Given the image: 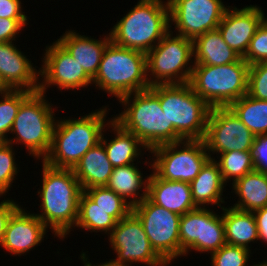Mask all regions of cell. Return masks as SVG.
Segmentation results:
<instances>
[{"instance_id": "obj_1", "label": "cell", "mask_w": 267, "mask_h": 266, "mask_svg": "<svg viewBox=\"0 0 267 266\" xmlns=\"http://www.w3.org/2000/svg\"><path fill=\"white\" fill-rule=\"evenodd\" d=\"M42 186L38 191L41 214H35L60 239L75 228L83 192L72 169L54 168L42 161Z\"/></svg>"}, {"instance_id": "obj_2", "label": "cell", "mask_w": 267, "mask_h": 266, "mask_svg": "<svg viewBox=\"0 0 267 266\" xmlns=\"http://www.w3.org/2000/svg\"><path fill=\"white\" fill-rule=\"evenodd\" d=\"M78 119L56 120L52 144L44 162L54 168L73 169L83 155L96 146L105 131L107 107Z\"/></svg>"}, {"instance_id": "obj_3", "label": "cell", "mask_w": 267, "mask_h": 266, "mask_svg": "<svg viewBox=\"0 0 267 266\" xmlns=\"http://www.w3.org/2000/svg\"><path fill=\"white\" fill-rule=\"evenodd\" d=\"M117 100L125 108L113 120L133 133L146 146L147 151L183 140L173 125H168L160 100L150 89L125 95Z\"/></svg>"}, {"instance_id": "obj_4", "label": "cell", "mask_w": 267, "mask_h": 266, "mask_svg": "<svg viewBox=\"0 0 267 266\" xmlns=\"http://www.w3.org/2000/svg\"><path fill=\"white\" fill-rule=\"evenodd\" d=\"M169 23L168 1L139 0L109 34L114 44L147 54L171 30Z\"/></svg>"}, {"instance_id": "obj_5", "label": "cell", "mask_w": 267, "mask_h": 266, "mask_svg": "<svg viewBox=\"0 0 267 266\" xmlns=\"http://www.w3.org/2000/svg\"><path fill=\"white\" fill-rule=\"evenodd\" d=\"M146 54L110 41L105 48L93 84L118 99L149 89Z\"/></svg>"}, {"instance_id": "obj_6", "label": "cell", "mask_w": 267, "mask_h": 266, "mask_svg": "<svg viewBox=\"0 0 267 266\" xmlns=\"http://www.w3.org/2000/svg\"><path fill=\"white\" fill-rule=\"evenodd\" d=\"M160 100L161 108L183 140L204 138L211 107L193 91L189 83L154 85L149 88Z\"/></svg>"}, {"instance_id": "obj_7", "label": "cell", "mask_w": 267, "mask_h": 266, "mask_svg": "<svg viewBox=\"0 0 267 266\" xmlns=\"http://www.w3.org/2000/svg\"><path fill=\"white\" fill-rule=\"evenodd\" d=\"M248 70L242 57L220 66L194 65L189 84L211 108L229 107L247 94Z\"/></svg>"}, {"instance_id": "obj_8", "label": "cell", "mask_w": 267, "mask_h": 266, "mask_svg": "<svg viewBox=\"0 0 267 266\" xmlns=\"http://www.w3.org/2000/svg\"><path fill=\"white\" fill-rule=\"evenodd\" d=\"M52 105L45 99L44 93L32 92L20 105L10 134L14 139L8 138L7 143L16 142L24 144L29 155L42 159L48 155L53 129L56 123Z\"/></svg>"}, {"instance_id": "obj_9", "label": "cell", "mask_w": 267, "mask_h": 266, "mask_svg": "<svg viewBox=\"0 0 267 266\" xmlns=\"http://www.w3.org/2000/svg\"><path fill=\"white\" fill-rule=\"evenodd\" d=\"M170 30L162 40L146 54L149 86L189 83L194 52L193 40ZM192 58V59H191ZM150 73V75H149Z\"/></svg>"}, {"instance_id": "obj_10", "label": "cell", "mask_w": 267, "mask_h": 266, "mask_svg": "<svg viewBox=\"0 0 267 266\" xmlns=\"http://www.w3.org/2000/svg\"><path fill=\"white\" fill-rule=\"evenodd\" d=\"M149 153L155 156L150 166L159 178L188 183L196 178L210 159L203 139L163 144L151 149Z\"/></svg>"}, {"instance_id": "obj_11", "label": "cell", "mask_w": 267, "mask_h": 266, "mask_svg": "<svg viewBox=\"0 0 267 266\" xmlns=\"http://www.w3.org/2000/svg\"><path fill=\"white\" fill-rule=\"evenodd\" d=\"M132 212L141 221L152 248L167 264L180 257V215L153 203L148 197L133 206Z\"/></svg>"}, {"instance_id": "obj_12", "label": "cell", "mask_w": 267, "mask_h": 266, "mask_svg": "<svg viewBox=\"0 0 267 266\" xmlns=\"http://www.w3.org/2000/svg\"><path fill=\"white\" fill-rule=\"evenodd\" d=\"M108 238L116 259L123 265L131 266L134 262L168 265L152 248L141 221L132 211L117 222Z\"/></svg>"}, {"instance_id": "obj_13", "label": "cell", "mask_w": 267, "mask_h": 266, "mask_svg": "<svg viewBox=\"0 0 267 266\" xmlns=\"http://www.w3.org/2000/svg\"><path fill=\"white\" fill-rule=\"evenodd\" d=\"M168 4L170 24L178 35L191 40L217 29L228 9L222 0H168Z\"/></svg>"}, {"instance_id": "obj_14", "label": "cell", "mask_w": 267, "mask_h": 266, "mask_svg": "<svg viewBox=\"0 0 267 266\" xmlns=\"http://www.w3.org/2000/svg\"><path fill=\"white\" fill-rule=\"evenodd\" d=\"M254 136L229 107L211 108L203 138L210 158L212 153L251 151Z\"/></svg>"}, {"instance_id": "obj_15", "label": "cell", "mask_w": 267, "mask_h": 266, "mask_svg": "<svg viewBox=\"0 0 267 266\" xmlns=\"http://www.w3.org/2000/svg\"><path fill=\"white\" fill-rule=\"evenodd\" d=\"M43 65L39 69L42 80L38 91L45 94L49 85H56L59 90H78L92 84V78L84 71L73 56L56 40L46 46Z\"/></svg>"}, {"instance_id": "obj_16", "label": "cell", "mask_w": 267, "mask_h": 266, "mask_svg": "<svg viewBox=\"0 0 267 266\" xmlns=\"http://www.w3.org/2000/svg\"><path fill=\"white\" fill-rule=\"evenodd\" d=\"M229 8L230 6L217 29L225 43L243 57L251 39L266 18L263 10L256 5L246 6L242 9Z\"/></svg>"}, {"instance_id": "obj_17", "label": "cell", "mask_w": 267, "mask_h": 266, "mask_svg": "<svg viewBox=\"0 0 267 266\" xmlns=\"http://www.w3.org/2000/svg\"><path fill=\"white\" fill-rule=\"evenodd\" d=\"M39 76L36 66L13 42H0V81L6 89L36 92Z\"/></svg>"}, {"instance_id": "obj_18", "label": "cell", "mask_w": 267, "mask_h": 266, "mask_svg": "<svg viewBox=\"0 0 267 266\" xmlns=\"http://www.w3.org/2000/svg\"><path fill=\"white\" fill-rule=\"evenodd\" d=\"M46 229L34 213H27L20 206L8 220L1 247L12 255L21 256L44 240Z\"/></svg>"}, {"instance_id": "obj_19", "label": "cell", "mask_w": 267, "mask_h": 266, "mask_svg": "<svg viewBox=\"0 0 267 266\" xmlns=\"http://www.w3.org/2000/svg\"><path fill=\"white\" fill-rule=\"evenodd\" d=\"M147 197L180 216L198 208L192 199L190 183L161 179L154 172L148 179Z\"/></svg>"}, {"instance_id": "obj_20", "label": "cell", "mask_w": 267, "mask_h": 266, "mask_svg": "<svg viewBox=\"0 0 267 266\" xmlns=\"http://www.w3.org/2000/svg\"><path fill=\"white\" fill-rule=\"evenodd\" d=\"M103 40H97L85 35H79L74 30L66 31L57 41L73 56L93 79L97 74L105 48L111 41L110 34Z\"/></svg>"}, {"instance_id": "obj_21", "label": "cell", "mask_w": 267, "mask_h": 266, "mask_svg": "<svg viewBox=\"0 0 267 266\" xmlns=\"http://www.w3.org/2000/svg\"><path fill=\"white\" fill-rule=\"evenodd\" d=\"M104 145L99 142L88 150L72 169L82 190L106 186L113 171Z\"/></svg>"}, {"instance_id": "obj_22", "label": "cell", "mask_w": 267, "mask_h": 266, "mask_svg": "<svg viewBox=\"0 0 267 266\" xmlns=\"http://www.w3.org/2000/svg\"><path fill=\"white\" fill-rule=\"evenodd\" d=\"M225 182L215 158H210L202 167L196 178L190 183L192 199L197 207L205 208L206 204L221 206L225 203L223 190Z\"/></svg>"}, {"instance_id": "obj_23", "label": "cell", "mask_w": 267, "mask_h": 266, "mask_svg": "<svg viewBox=\"0 0 267 266\" xmlns=\"http://www.w3.org/2000/svg\"><path fill=\"white\" fill-rule=\"evenodd\" d=\"M193 52V65L220 66L241 58L225 43L218 29L197 36L193 40Z\"/></svg>"}, {"instance_id": "obj_24", "label": "cell", "mask_w": 267, "mask_h": 266, "mask_svg": "<svg viewBox=\"0 0 267 266\" xmlns=\"http://www.w3.org/2000/svg\"><path fill=\"white\" fill-rule=\"evenodd\" d=\"M107 126L112 128L113 134L116 136L114 139L107 140L102 134L100 142L104 145L108 160L112 166L120 167L134 164L133 162L142 153L140 148L147 149L146 146L133 133L123 129L112 118L110 122L108 120Z\"/></svg>"}, {"instance_id": "obj_25", "label": "cell", "mask_w": 267, "mask_h": 266, "mask_svg": "<svg viewBox=\"0 0 267 266\" xmlns=\"http://www.w3.org/2000/svg\"><path fill=\"white\" fill-rule=\"evenodd\" d=\"M224 223L226 244L232 246H242L247 249L249 243L259 240L258 229L253 212L231 208H221Z\"/></svg>"}, {"instance_id": "obj_26", "label": "cell", "mask_w": 267, "mask_h": 266, "mask_svg": "<svg viewBox=\"0 0 267 266\" xmlns=\"http://www.w3.org/2000/svg\"><path fill=\"white\" fill-rule=\"evenodd\" d=\"M134 165L135 164H129L126 166L114 167L106 185V187L121 196L132 207L141 203L147 197L149 179V175L146 179H143V174ZM141 189H143V193L140 195L139 192ZM127 198L132 199L128 201Z\"/></svg>"}, {"instance_id": "obj_27", "label": "cell", "mask_w": 267, "mask_h": 266, "mask_svg": "<svg viewBox=\"0 0 267 266\" xmlns=\"http://www.w3.org/2000/svg\"><path fill=\"white\" fill-rule=\"evenodd\" d=\"M232 185L235 195L240 199L232 207L253 212L267 206V173L254 170Z\"/></svg>"}, {"instance_id": "obj_28", "label": "cell", "mask_w": 267, "mask_h": 266, "mask_svg": "<svg viewBox=\"0 0 267 266\" xmlns=\"http://www.w3.org/2000/svg\"><path fill=\"white\" fill-rule=\"evenodd\" d=\"M229 108L254 134H267V101L247 94L233 102Z\"/></svg>"}, {"instance_id": "obj_29", "label": "cell", "mask_w": 267, "mask_h": 266, "mask_svg": "<svg viewBox=\"0 0 267 266\" xmlns=\"http://www.w3.org/2000/svg\"><path fill=\"white\" fill-rule=\"evenodd\" d=\"M117 220L108 211L98 207L84 192L79 198L78 218L75 227L90 232H105L108 235L117 224Z\"/></svg>"}, {"instance_id": "obj_30", "label": "cell", "mask_w": 267, "mask_h": 266, "mask_svg": "<svg viewBox=\"0 0 267 266\" xmlns=\"http://www.w3.org/2000/svg\"><path fill=\"white\" fill-rule=\"evenodd\" d=\"M225 241L223 218L205 207L203 208V221L201 230V243L194 249L198 252L210 254L218 251Z\"/></svg>"}, {"instance_id": "obj_31", "label": "cell", "mask_w": 267, "mask_h": 266, "mask_svg": "<svg viewBox=\"0 0 267 266\" xmlns=\"http://www.w3.org/2000/svg\"><path fill=\"white\" fill-rule=\"evenodd\" d=\"M83 192L100 208L108 211L117 221L126 217L132 206L121 196L106 186H95L84 189Z\"/></svg>"}, {"instance_id": "obj_32", "label": "cell", "mask_w": 267, "mask_h": 266, "mask_svg": "<svg viewBox=\"0 0 267 266\" xmlns=\"http://www.w3.org/2000/svg\"><path fill=\"white\" fill-rule=\"evenodd\" d=\"M220 168L224 182L243 177L245 174L254 171L251 151H230L220 153V158L215 160Z\"/></svg>"}, {"instance_id": "obj_33", "label": "cell", "mask_w": 267, "mask_h": 266, "mask_svg": "<svg viewBox=\"0 0 267 266\" xmlns=\"http://www.w3.org/2000/svg\"><path fill=\"white\" fill-rule=\"evenodd\" d=\"M203 208H196L180 217V256L188 254L201 243Z\"/></svg>"}, {"instance_id": "obj_34", "label": "cell", "mask_w": 267, "mask_h": 266, "mask_svg": "<svg viewBox=\"0 0 267 266\" xmlns=\"http://www.w3.org/2000/svg\"><path fill=\"white\" fill-rule=\"evenodd\" d=\"M31 93L27 90L10 89L0 92V142L7 141V133L11 132L18 109Z\"/></svg>"}, {"instance_id": "obj_35", "label": "cell", "mask_w": 267, "mask_h": 266, "mask_svg": "<svg viewBox=\"0 0 267 266\" xmlns=\"http://www.w3.org/2000/svg\"><path fill=\"white\" fill-rule=\"evenodd\" d=\"M12 147L7 142H0V197L6 195L19 171Z\"/></svg>"}, {"instance_id": "obj_36", "label": "cell", "mask_w": 267, "mask_h": 266, "mask_svg": "<svg viewBox=\"0 0 267 266\" xmlns=\"http://www.w3.org/2000/svg\"><path fill=\"white\" fill-rule=\"evenodd\" d=\"M250 249L225 244L211 255V266H247Z\"/></svg>"}, {"instance_id": "obj_37", "label": "cell", "mask_w": 267, "mask_h": 266, "mask_svg": "<svg viewBox=\"0 0 267 266\" xmlns=\"http://www.w3.org/2000/svg\"><path fill=\"white\" fill-rule=\"evenodd\" d=\"M247 95L267 101V62L249 65Z\"/></svg>"}, {"instance_id": "obj_38", "label": "cell", "mask_w": 267, "mask_h": 266, "mask_svg": "<svg viewBox=\"0 0 267 266\" xmlns=\"http://www.w3.org/2000/svg\"><path fill=\"white\" fill-rule=\"evenodd\" d=\"M242 58L249 65L267 62V18L257 29Z\"/></svg>"}, {"instance_id": "obj_39", "label": "cell", "mask_w": 267, "mask_h": 266, "mask_svg": "<svg viewBox=\"0 0 267 266\" xmlns=\"http://www.w3.org/2000/svg\"><path fill=\"white\" fill-rule=\"evenodd\" d=\"M251 154L254 169L267 173V134L254 136Z\"/></svg>"}, {"instance_id": "obj_40", "label": "cell", "mask_w": 267, "mask_h": 266, "mask_svg": "<svg viewBox=\"0 0 267 266\" xmlns=\"http://www.w3.org/2000/svg\"><path fill=\"white\" fill-rule=\"evenodd\" d=\"M27 21L28 20L0 18V42L15 41L16 35L28 24Z\"/></svg>"}, {"instance_id": "obj_41", "label": "cell", "mask_w": 267, "mask_h": 266, "mask_svg": "<svg viewBox=\"0 0 267 266\" xmlns=\"http://www.w3.org/2000/svg\"><path fill=\"white\" fill-rule=\"evenodd\" d=\"M20 0H0V18H10L15 20H28Z\"/></svg>"}, {"instance_id": "obj_42", "label": "cell", "mask_w": 267, "mask_h": 266, "mask_svg": "<svg viewBox=\"0 0 267 266\" xmlns=\"http://www.w3.org/2000/svg\"><path fill=\"white\" fill-rule=\"evenodd\" d=\"M20 206L13 200H3L0 202V246L2 244L4 233L9 218Z\"/></svg>"}, {"instance_id": "obj_43", "label": "cell", "mask_w": 267, "mask_h": 266, "mask_svg": "<svg viewBox=\"0 0 267 266\" xmlns=\"http://www.w3.org/2000/svg\"><path fill=\"white\" fill-rule=\"evenodd\" d=\"M258 229L259 241L262 239L267 243V206L253 211Z\"/></svg>"}, {"instance_id": "obj_44", "label": "cell", "mask_w": 267, "mask_h": 266, "mask_svg": "<svg viewBox=\"0 0 267 266\" xmlns=\"http://www.w3.org/2000/svg\"><path fill=\"white\" fill-rule=\"evenodd\" d=\"M81 259L83 260V264L84 266H92V264L90 263V261H87V257L85 252L81 253L80 255ZM93 266H127V265H123L121 264L117 259H111L110 261H107L106 263H102V264H98V265H93Z\"/></svg>"}, {"instance_id": "obj_45", "label": "cell", "mask_w": 267, "mask_h": 266, "mask_svg": "<svg viewBox=\"0 0 267 266\" xmlns=\"http://www.w3.org/2000/svg\"><path fill=\"white\" fill-rule=\"evenodd\" d=\"M253 266H267V261L259 262L258 264H254Z\"/></svg>"}, {"instance_id": "obj_46", "label": "cell", "mask_w": 267, "mask_h": 266, "mask_svg": "<svg viewBox=\"0 0 267 266\" xmlns=\"http://www.w3.org/2000/svg\"><path fill=\"white\" fill-rule=\"evenodd\" d=\"M5 90H7V89L2 85V83H1V81H0V92H3V91H5Z\"/></svg>"}]
</instances>
